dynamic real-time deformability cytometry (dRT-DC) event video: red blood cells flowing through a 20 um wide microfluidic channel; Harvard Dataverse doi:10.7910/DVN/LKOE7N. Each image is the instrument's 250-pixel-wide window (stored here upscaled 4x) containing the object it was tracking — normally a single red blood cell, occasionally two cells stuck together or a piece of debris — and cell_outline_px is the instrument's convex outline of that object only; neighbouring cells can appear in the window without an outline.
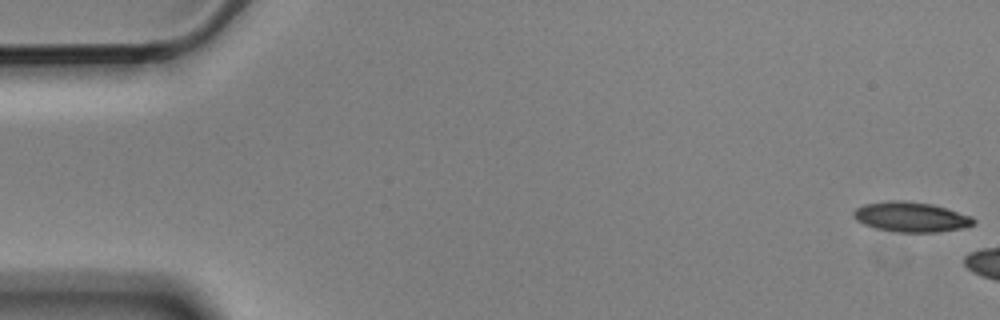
{"species": "Egyptian fruit bat (a non-hibernating species)", "species_latin": "Rousettus aegyptiacus", "temperature_condition": "cold", "stored_images_in_passage": 3, "camera_frame_rate_fps": 3000, "um_per_image_px": 0.085, "animal": {"sex": "male"}, "frame": {"image": 1, "passage_image": 1, "time_ms": 0.0, "image_size_px": [1000, 320], "cell_outline_px": [[976, 220], [972, 224], [960, 228], [936, 232], [900, 232], [876, 228], [864, 224], [856, 220], [852, 216], [852, 212], [856, 208], [864, 204], [888, 200], [904, 200], [932, 204], [972, 216]], "centroid_in_image_um": [77.39, 18.42], "position_along_channel_um": 7.6, "area_um2": 20.87}}